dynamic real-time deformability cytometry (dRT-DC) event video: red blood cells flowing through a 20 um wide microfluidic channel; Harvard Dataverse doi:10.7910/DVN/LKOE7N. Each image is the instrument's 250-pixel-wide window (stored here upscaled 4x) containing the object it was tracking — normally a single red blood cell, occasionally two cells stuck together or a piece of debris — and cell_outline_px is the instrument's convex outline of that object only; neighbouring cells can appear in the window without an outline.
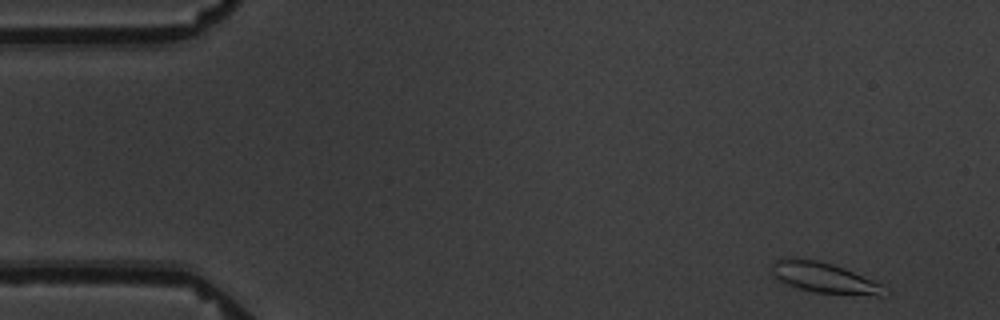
{"species": "common noctule bat (a hibernating species)", "species_latin": "Nyctalus noctula", "temperature_condition": "warm", "stored_images_in_passage": 5, "camera_frame_rate_fps": 3000, "um_per_image_px": 0.085, "animal": {"sex": "male", "body_mass_g": 19.5, "forearm_length_mm": 54.6}, "frame": {"image": 1, "passage_image": 1, "time_ms": 0.0, "image_size_px": [1000, 320], "cell_outline_px": [[884, 284], [880, 296], [876, 296], [816, 292], [800, 288], [788, 284], [780, 280], [772, 272], [772, 264], [776, 260], [784, 256], [792, 256], [816, 260], [832, 264], [844, 268]], "centroid_in_image_um": [70.02, 23.57], "position_along_channel_um": 15.0, "area_um2": 19.83}}
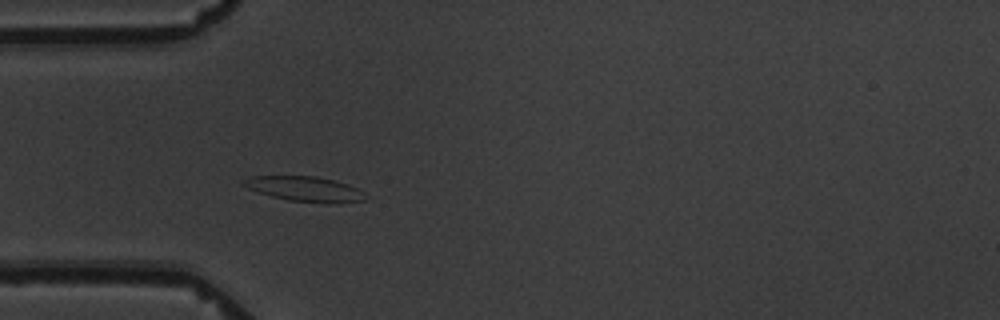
{"frame": {"image": 2, "passage_image": 5, "time_ms": 4.333, "image_size_px": [1000, 320], "cell_outline_px": [[368, 200], [288, 200], [272, 196], [248, 188], [240, 184], [240, 180], [252, 176], [316, 176], [348, 184], [364, 192]], "centroid_in_image_um": [25.78, 15.99], "position_along_channel_um": 59.2, "area_um2": 16.7}}